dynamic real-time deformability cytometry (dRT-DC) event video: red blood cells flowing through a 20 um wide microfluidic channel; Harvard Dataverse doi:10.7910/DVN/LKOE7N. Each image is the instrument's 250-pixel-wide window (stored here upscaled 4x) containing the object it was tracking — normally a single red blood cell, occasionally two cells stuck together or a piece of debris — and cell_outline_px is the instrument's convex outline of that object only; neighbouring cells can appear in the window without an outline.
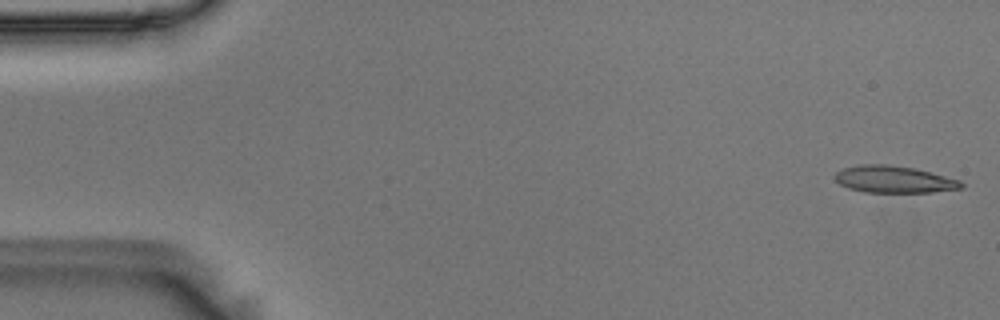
{"species": "Egyptian fruit bat (a non-hibernating species)", "species_latin": "Rousettus aegyptiacus", "temperature_condition": "room temperature", "stored_images_in_passage": 54, "camera_frame_rate_fps": 3000, "um_per_image_px": 0.085, "animal": {"sex": "male"}, "frame": {"image": 1, "passage_image": 1, "time_ms": 0.0, "image_size_px": [1000, 320], "cell_outline_px": [[964, 188], [932, 192], [864, 192], [848, 188], [840, 184], [832, 176], [836, 172], [844, 168], [860, 164], [888, 164], [912, 168], [960, 180], [964, 184]], "centroid_in_image_um": [75.96, 15.25], "position_along_channel_um": 9.0, "area_um2": 19.77}}
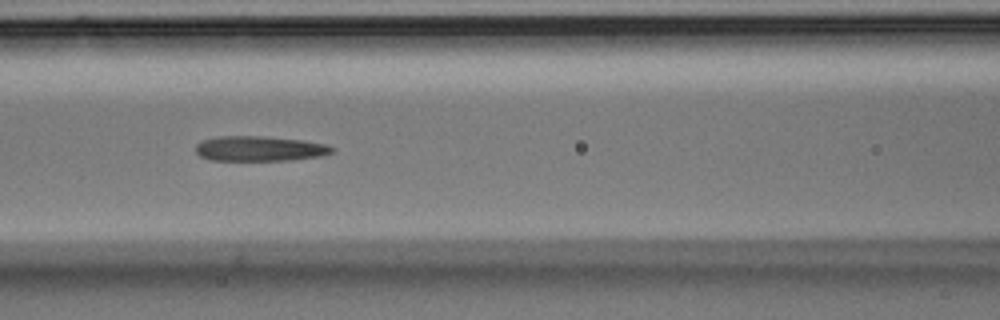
{"frame": {"image": 2, "passage_image": 23, "time_ms": 7.333, "image_size_px": [1000, 320], "cell_outline_px": [[336, 148], [332, 152], [324, 156], [292, 160], [208, 160], [200, 156], [196, 152], [196, 144], [204, 140], [216, 136], [264, 136], [304, 140], [328, 144]], "centroid_in_image_um": [22.12, 12.63], "position_along_channel_um": 144.5, "area_um2": 20.17}}
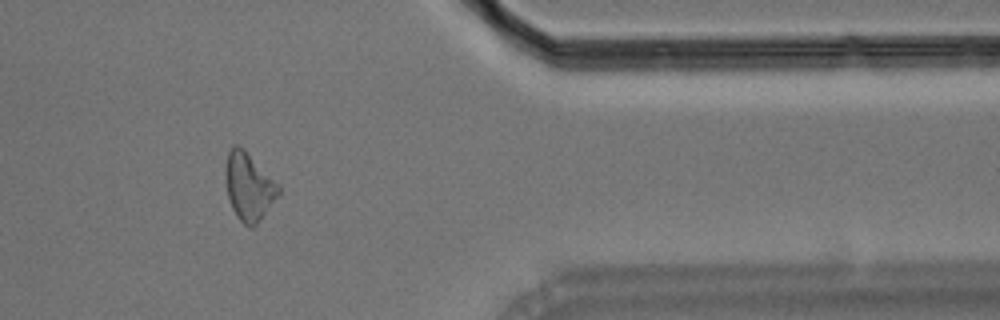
{"frame": {"image": 3, "passage_image": 45, "time_ms": 14.667, "image_size_px": [1000, 320], "cell_outline_px": [[280, 192], [260, 220], [252, 228], [248, 228], [236, 216], [232, 208], [228, 196], [224, 176], [224, 168], [228, 152], [232, 144], [240, 144], [280, 184]], "centroid_in_image_um": [21.13, 15.81], "position_along_channel_um": 390.3, "area_um2": 21.27}, "authors_computed_cell_mechanics": {"area_um2": 20.2589, "velocity_mm_per_s": 3.6405, "shape_relaxation_time_tau1_ms": 11.1447, "shape_relaxation_time_tau2_ms": 8.0764, "deformation_change_tau1": 0.3067, "deformation_change_tau2": 0.2449}}